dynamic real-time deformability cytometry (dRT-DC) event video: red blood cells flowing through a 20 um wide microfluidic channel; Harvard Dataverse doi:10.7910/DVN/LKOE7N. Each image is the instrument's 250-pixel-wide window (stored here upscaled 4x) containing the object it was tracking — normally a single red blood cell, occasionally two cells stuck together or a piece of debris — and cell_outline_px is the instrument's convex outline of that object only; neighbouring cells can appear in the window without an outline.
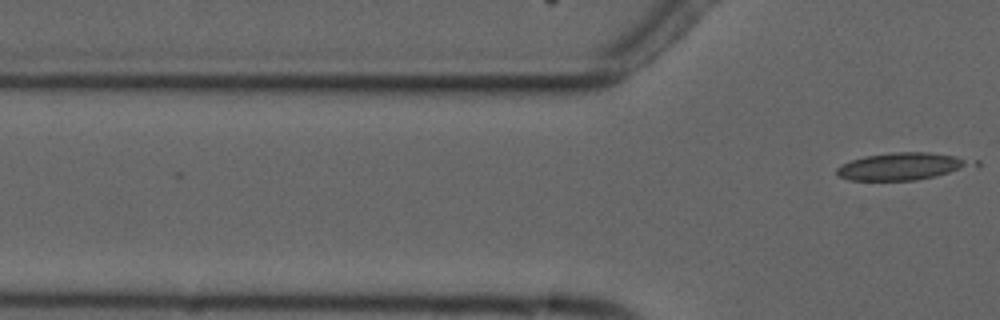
{"species": "common noctule bat (a hibernating species)", "species_latin": "Nyctalus noctula", "temperature_condition": "cold", "stored_images_in_passage": 3, "camera_frame_rate_fps": 3000, "um_per_image_px": 0.085, "animal": {"sex": "male", "forearm_length_mm": 52.5}, "frame": {"image": 1, "passage_image": 3, "time_ms": 2.333, "image_size_px": [1000, 320], "cell_outline_px": [[980, 168], [916, 180], [848, 180], [840, 176], [836, 172], [836, 168], [840, 164], [864, 156], [892, 152], [928, 152], [956, 156], [980, 160]], "centroid_in_image_um": [76.89, 14.14], "position_along_channel_um": 48.9, "area_um2": 22.43}}